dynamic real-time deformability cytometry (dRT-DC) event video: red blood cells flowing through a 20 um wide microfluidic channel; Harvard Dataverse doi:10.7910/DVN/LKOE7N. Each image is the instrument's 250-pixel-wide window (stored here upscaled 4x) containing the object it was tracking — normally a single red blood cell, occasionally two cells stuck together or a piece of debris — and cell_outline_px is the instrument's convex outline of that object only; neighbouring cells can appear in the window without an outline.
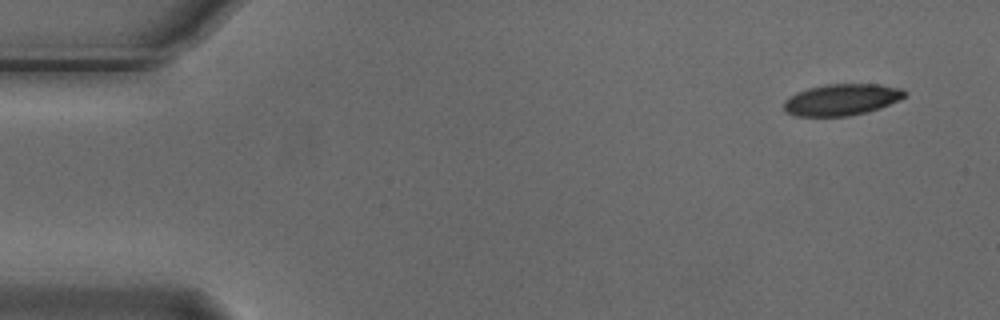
{"species": "Egyptian fruit bat (a non-hibernating species)", "species_latin": "Rousettus aegyptiacus", "temperature_condition": "cold", "stored_images_in_passage": 2, "camera_frame_rate_fps": 3000, "um_per_image_px": 0.085, "animal": {"sex": "male"}, "frame": {"image": 1, "passage_image": 2, "time_ms": 0.333, "image_size_px": [1000, 320], "cell_outline_px": [[908, 92], [900, 100], [880, 108], [868, 112], [848, 116], [796, 116], [788, 112], [784, 108], [784, 100], [796, 92], [808, 88], [828, 84], [880, 84], [900, 88]], "centroid_in_image_um": [71.56, 8.47], "position_along_channel_um": 13.4, "area_um2": 22.2}}